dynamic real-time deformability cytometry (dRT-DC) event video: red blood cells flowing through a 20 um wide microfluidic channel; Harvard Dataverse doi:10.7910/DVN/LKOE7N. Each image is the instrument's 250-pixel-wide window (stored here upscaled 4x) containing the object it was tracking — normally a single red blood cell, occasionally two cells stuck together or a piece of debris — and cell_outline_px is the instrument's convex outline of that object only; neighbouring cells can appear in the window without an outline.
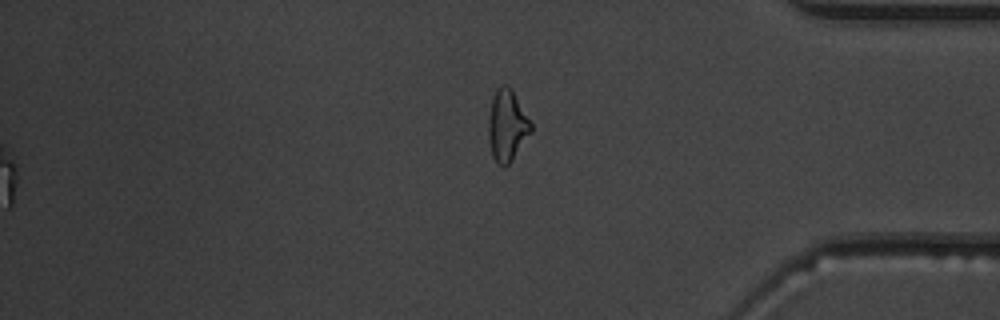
{"species": "common noctule bat (a hibernating species)", "species_latin": "Nyctalus noctula", "temperature_condition": "warm", "stored_images_in_passage": 55, "segment_of_instrument_passage": [2, 2], "camera_frame_rate_fps": 3000, "um_per_image_px": 0.085, "animal": {"sex": "male", "body_mass_g": 19.5, "forearm_length_mm": 54.6}, "frame": {"image": 1, "passage_image": 55, "time_ms": 18.0, "image_size_px": [1000, 320], "cell_outline_px": [[532, 132], [512, 160], [504, 168], [496, 164], [492, 156], [488, 136], [488, 116], [492, 100], [496, 88], [500, 84], [508, 84], [512, 88], [532, 124]], "centroid_in_image_um": [43.1, 10.67], "position_along_channel_um": 392.1, "area_um2": 18.03}}